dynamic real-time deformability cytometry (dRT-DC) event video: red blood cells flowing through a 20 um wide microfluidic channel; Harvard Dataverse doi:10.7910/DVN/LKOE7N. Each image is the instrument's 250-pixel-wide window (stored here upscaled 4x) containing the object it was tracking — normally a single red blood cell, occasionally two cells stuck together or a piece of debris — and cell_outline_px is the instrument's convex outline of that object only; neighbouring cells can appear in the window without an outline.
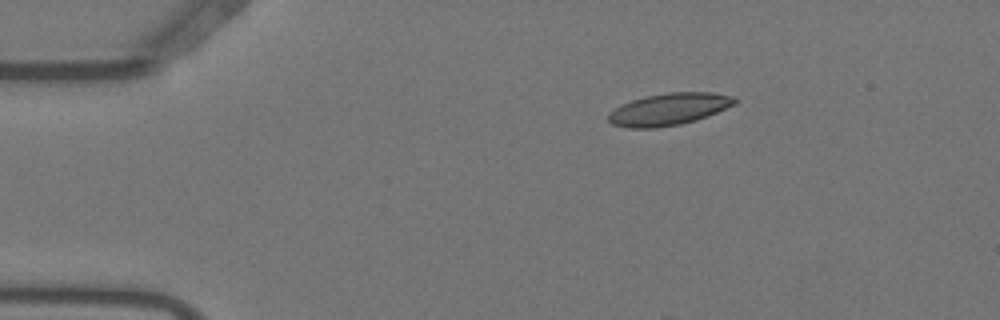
{"species": "Egyptian fruit bat (a non-hibernating species)", "species_latin": "Rousettus aegyptiacus", "temperature_condition": "warm", "stored_images_in_passage": 3, "camera_frame_rate_fps": 3000, "um_per_image_px": 0.085, "animal": {"sex": "female"}, "frame": {"image": 1, "passage_image": 1, "time_ms": 0.0, "image_size_px": [1000, 320], "cell_outline_px": [[740, 100], [736, 104], [708, 116], [696, 120], [680, 124], [656, 128], [628, 128], [612, 124], [608, 120], [608, 112], [620, 104], [644, 96], [668, 92], [712, 92], [732, 96]], "centroid_in_image_um": [56.85, 9.28], "position_along_channel_um": 28.1, "area_um2": 23.87}}